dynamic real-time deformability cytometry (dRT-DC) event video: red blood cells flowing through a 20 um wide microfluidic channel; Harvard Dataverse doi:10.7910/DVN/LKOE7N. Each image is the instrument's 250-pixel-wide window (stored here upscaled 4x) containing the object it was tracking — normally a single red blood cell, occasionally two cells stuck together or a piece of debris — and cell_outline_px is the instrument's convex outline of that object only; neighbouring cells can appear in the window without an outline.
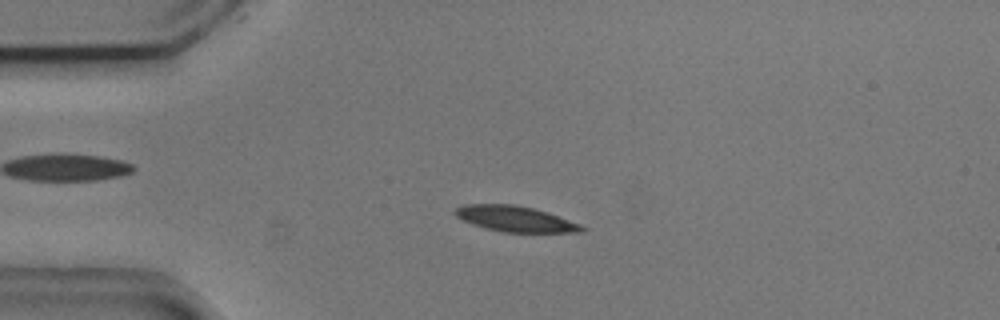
{"species": "common noctule bat (a hibernating species)", "species_latin": "Nyctalus noctula", "temperature_condition": "cold", "stored_images_in_passage": 53, "camera_frame_rate_fps": 3000, "um_per_image_px": 0.085, "animal": {"sex": "male", "body_mass_g": 20.5, "forearm_length_mm": 52.5}, "frame": {"image": 1, "passage_image": 12, "time_ms": 3.667, "image_size_px": [1000, 320], "cell_outline_px": [[588, 228], [584, 232], [504, 232], [484, 228], [472, 224], [456, 216], [452, 212], [456, 208], [464, 204], [516, 204], [548, 212], [580, 224]], "centroid_in_image_um": [43.8, 18.6], "position_along_channel_um": 41.2, "area_um2": 19.02}}
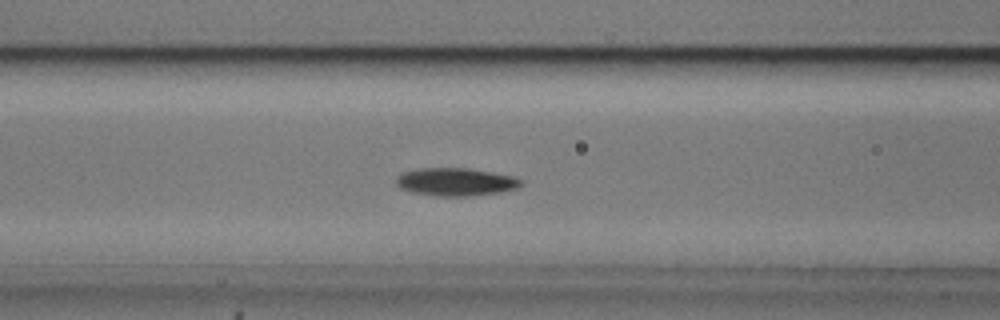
{"frame": {"image": 2, "passage_image": 21, "time_ms": 6.667, "image_size_px": [1000, 320], "cell_outline_px": [[524, 184], [516, 188], [500, 192], [472, 196], [436, 196], [412, 192], [400, 188], [396, 184], [396, 176], [400, 172], [420, 168], [468, 168], [516, 176], [524, 180]], "centroid_in_image_um": [38.75, 15.45], "position_along_channel_um": 127.9, "area_um2": 20.63}}
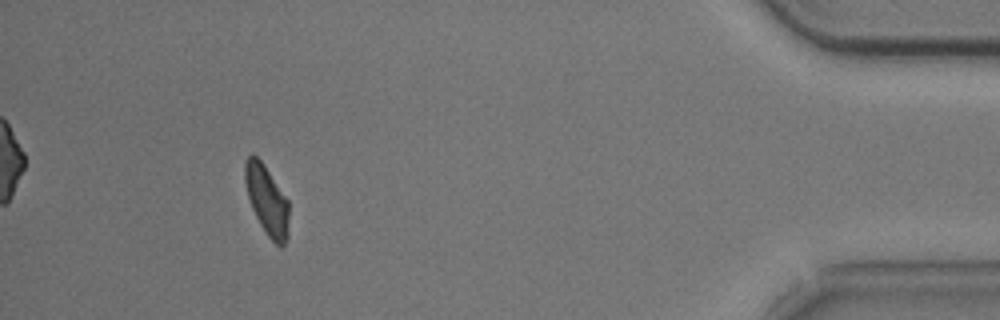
{"frame": {"image": 3, "passage_image": 49, "time_ms": 16.0, "image_size_px": [1000, 320], "cell_outline_px": [[288, 236], [284, 244], [280, 248], [268, 236], [260, 224], [252, 208], [248, 196], [244, 180], [244, 164], [248, 156], [252, 152], [264, 164], [288, 200]], "centroid_in_image_um": [22.67, 17.0], "position_along_channel_um": 412.5, "area_um2": 17.74}, "authors_computed_cell_mechanics": {"area_um2": 19.2474, "velocity_mm_per_s": 3.7021, "shape_relaxation_time_tau1_ms": 3.8718, "shape_relaxation_time_tau2_ms": 10.8316, "deformation_change_tau1": 0.1339, "deformation_change_tau2": 0.1422}}